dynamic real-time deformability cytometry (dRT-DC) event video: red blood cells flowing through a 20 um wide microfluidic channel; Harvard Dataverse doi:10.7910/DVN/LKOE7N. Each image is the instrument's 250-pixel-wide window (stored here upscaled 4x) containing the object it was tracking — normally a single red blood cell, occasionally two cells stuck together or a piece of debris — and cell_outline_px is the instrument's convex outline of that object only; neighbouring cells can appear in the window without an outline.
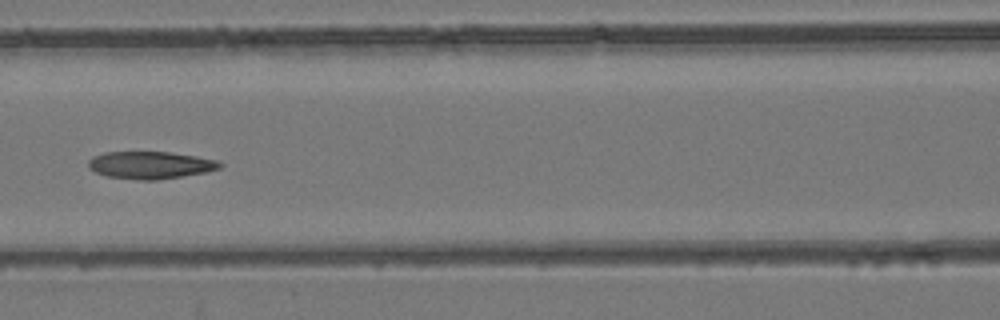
{"species": "common noctule bat (a hibernating species)", "species_latin": "Nyctalus noctula", "temperature_condition": "room temperature", "stored_images_in_passage": 8, "camera_frame_rate_fps": 3000, "um_per_image_px": 0.085, "animal": {"sex": "female", "body_mass_g": 24.6, "forearm_length_mm": 56.2}, "frame": {"image": 1, "passage_image": 7, "time_ms": 2.0, "image_size_px": [1000, 320], "cell_outline_px": [[224, 164], [220, 168], [204, 172], [156, 180], [140, 180], [108, 176], [96, 172], [88, 168], [88, 160], [92, 156], [104, 152], [168, 152], [196, 156], [216, 160]], "centroid_in_image_um": [12.75, 14.02], "position_along_channel_um": 153.9, "area_um2": 20.81}}
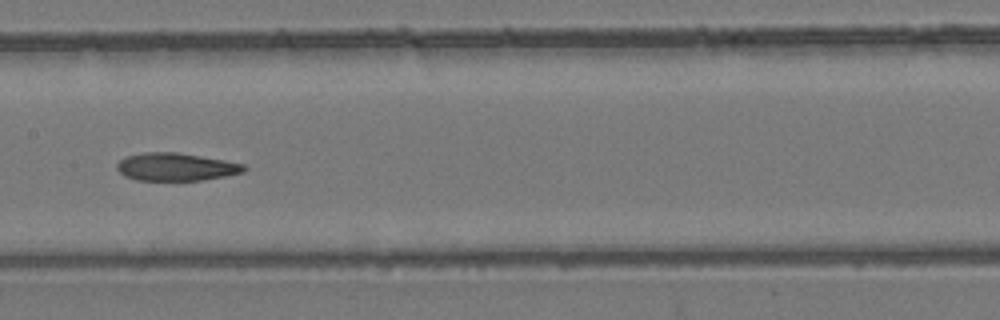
{"frame": {"image": 2, "passage_image": 8, "time_ms": 2.333, "image_size_px": [1000, 320], "cell_outline_px": [[248, 168], [244, 172], [204, 180], [136, 180], [124, 176], [116, 168], [116, 164], [124, 156], [144, 152], [176, 152], [224, 160], [244, 164]], "centroid_in_image_um": [14.93, 14.18], "position_along_channel_um": 192.5, "area_um2": 20.63}}